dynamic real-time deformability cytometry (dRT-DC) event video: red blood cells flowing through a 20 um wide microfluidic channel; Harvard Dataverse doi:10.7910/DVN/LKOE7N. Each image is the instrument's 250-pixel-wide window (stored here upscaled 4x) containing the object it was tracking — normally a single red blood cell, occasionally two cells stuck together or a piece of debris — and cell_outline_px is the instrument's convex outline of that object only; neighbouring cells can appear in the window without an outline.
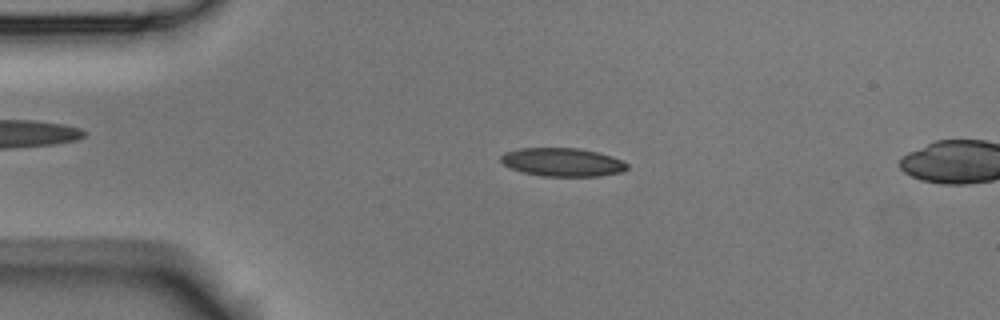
{"species": "Egyptian fruit bat (a non-hibernating species)", "species_latin": "Rousettus aegyptiacus", "temperature_condition": "room temperature", "stored_images_in_passage": 14, "camera_frame_rate_fps": 3000, "um_per_image_px": 0.085, "animal": {"sex": "male"}, "frame": {"image": 1, "passage_image": 10, "time_ms": 3.0, "image_size_px": [1000, 320], "cell_outline_px": [[628, 168], [620, 172], [600, 176], [540, 176], [524, 172], [512, 168], [504, 164], [500, 160], [500, 156], [504, 152], [520, 148], [580, 148], [612, 156], [624, 160], [628, 164]], "centroid_in_image_um": [47.82, 13.78], "position_along_channel_um": 37.2, "area_um2": 20.92}}